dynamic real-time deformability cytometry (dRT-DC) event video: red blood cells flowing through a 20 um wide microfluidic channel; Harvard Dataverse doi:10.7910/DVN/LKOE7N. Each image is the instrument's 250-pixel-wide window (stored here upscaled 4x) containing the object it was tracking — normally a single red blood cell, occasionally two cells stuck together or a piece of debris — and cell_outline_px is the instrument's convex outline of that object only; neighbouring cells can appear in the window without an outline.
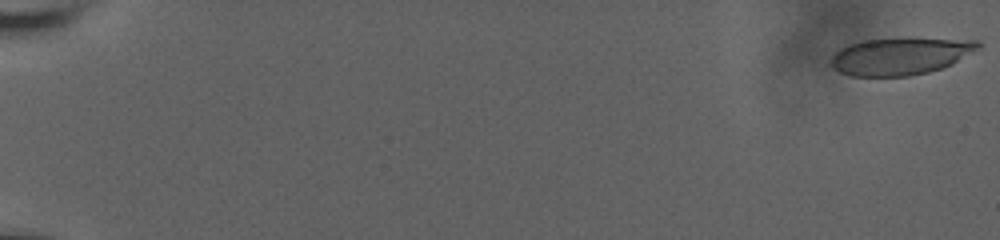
{"species": "human", "species_latin": "Homo sapiens", "temperature_condition": "room temperature", "stored_images_in_passage": 59, "camera_frame_rate_fps": 3000, "um_per_image_px": 0.085, "donor": {"sex": "male"}, "frame": {"image": 1, "passage_image": 1, "time_ms": 0.0, "image_size_px": [1000, 240], "cell_outline_px": [[984, 44], [980, 48], [952, 64], [928, 72], [908, 76], [848, 76], [840, 72], [828, 64], [832, 56], [840, 48], [848, 44], [864, 40], [908, 36], [976, 40]], "centroid_in_image_um": [76.55, 4.73], "position_along_channel_um": 8.5, "area_um2": 32.83}}
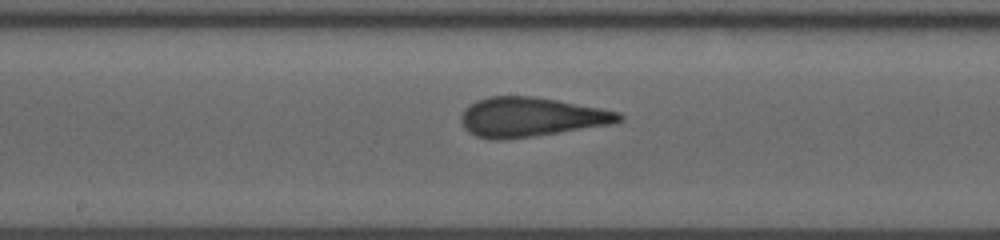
{"frame": {"image": 2, "passage_image": 34, "time_ms": 11.0, "image_size_px": [1000, 240], "cell_outline_px": [[624, 120], [612, 124], [532, 136], [504, 140], [492, 140], [476, 136], [468, 132], [464, 128], [460, 120], [460, 116], [464, 108], [476, 100], [488, 96], [536, 96], [600, 108], [620, 112], [624, 116]], "centroid_in_image_um": [45.1, 9.94], "position_along_channel_um": 203.1, "area_um2": 36.41}}
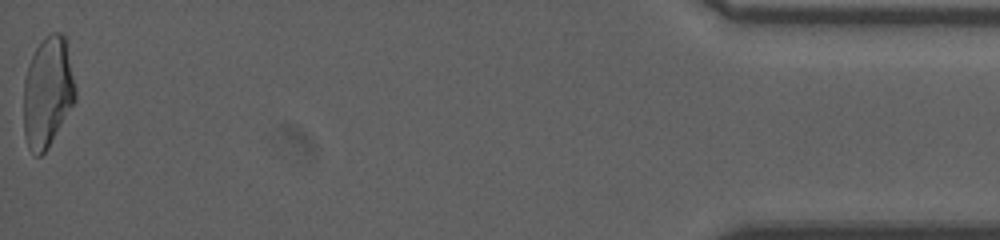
{"frame": {"image": 3, "passage_image": 59, "time_ms": 19.333, "image_size_px": [1000, 240], "cell_outline_px": [[76, 100], [48, 148], [40, 156], [36, 156], [28, 148], [24, 132], [24, 80], [28, 64], [36, 48], [52, 32], [60, 32], [68, 40], [76, 88]], "centroid_in_image_um": [4.08, 7.82], "position_along_channel_um": 431.1, "area_um2": 33.64}, "authors_computed_cell_mechanics": {"area_um2": 35.2002, "velocity_mm_per_s": 3.7665, "shape_relaxation_time_tau1_ms": 6.1531, "shape_relaxation_time_tau2_ms": 0.8623, "deformation_change_tau1": 0.2179, "deformation_change_tau2": 0.0929}}